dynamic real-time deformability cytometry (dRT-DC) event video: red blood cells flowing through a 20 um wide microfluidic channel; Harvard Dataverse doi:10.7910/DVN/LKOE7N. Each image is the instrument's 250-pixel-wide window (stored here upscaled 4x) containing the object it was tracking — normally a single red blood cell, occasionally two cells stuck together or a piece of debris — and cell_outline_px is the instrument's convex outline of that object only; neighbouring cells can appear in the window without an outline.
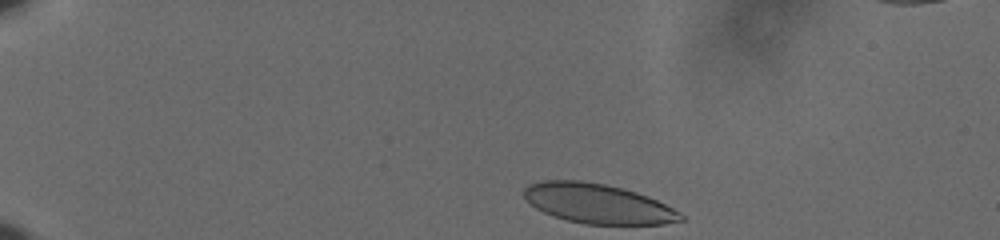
{"species": "human", "species_latin": "Homo sapiens", "temperature_condition": "cold", "stored_images_in_passage": 42, "camera_frame_rate_fps": 3000, "um_per_image_px": 0.085, "donor": {"sex": "male"}, "frame": {"image": 1, "passage_image": 1, "time_ms": 0.0, "image_size_px": [1000, 240], "cell_outline_px": [[684, 220], [664, 224], [584, 224], [552, 216], [536, 208], [524, 196], [524, 188], [528, 184], [544, 180], [580, 180], [604, 184], [624, 188], [648, 196], [680, 212], [684, 216]], "centroid_in_image_um": [50.82, 17.3], "position_along_channel_um": 34.2, "area_um2": 36.13}}
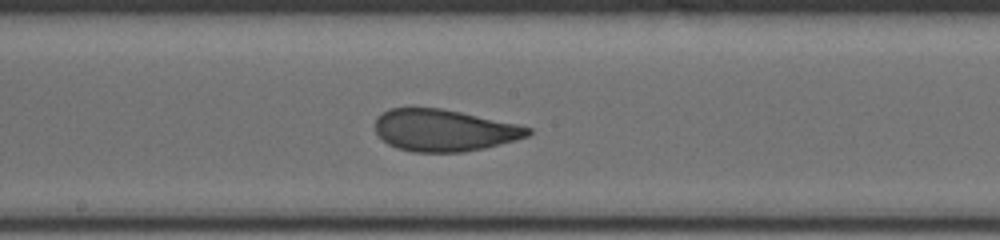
{"frame": {"image": 2, "passage_image": 23, "time_ms": 7.333, "image_size_px": [1000, 240], "cell_outline_px": [[532, 132], [528, 136], [516, 140], [484, 148], [464, 152], [412, 152], [396, 148], [388, 144], [376, 132], [376, 116], [392, 108], [440, 108], [460, 112], [516, 124], [532, 128]], "centroid_in_image_um": [37.74, 11.09], "position_along_channel_um": 210.5, "area_um2": 37.05}}
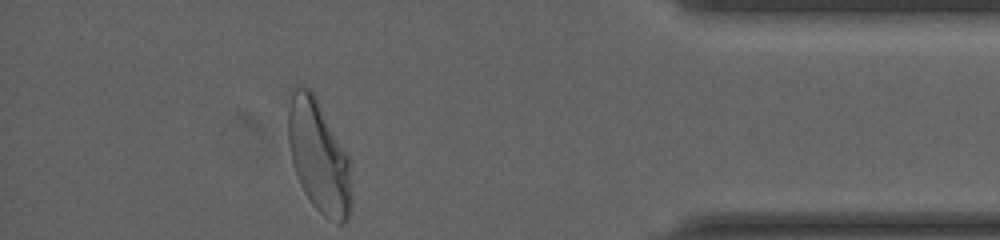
{"frame": {"image": 3, "passage_image": 42, "time_ms": 13.667, "image_size_px": [1000, 240], "cell_outline_px": [[352, 200], [348, 220], [344, 224], [336, 224], [324, 216], [312, 204], [304, 192], [296, 176], [292, 164], [288, 144], [288, 88], [296, 84], [308, 88], [316, 96], [348, 156]], "centroid_in_image_um": [27.05, 13.26], "position_along_channel_um": 408.1, "area_um2": 42.14}, "authors_computed_cell_mechanics": {"area_um2": 37.9168, "velocity_mm_per_s": 3.6071, "shape_relaxation_time_tau1_ms": 4.6255, "shape_relaxation_time_tau2_ms": 1.0002, "deformation_change_tau1": 0.1558, "deformation_change_tau2": 0.0682}}